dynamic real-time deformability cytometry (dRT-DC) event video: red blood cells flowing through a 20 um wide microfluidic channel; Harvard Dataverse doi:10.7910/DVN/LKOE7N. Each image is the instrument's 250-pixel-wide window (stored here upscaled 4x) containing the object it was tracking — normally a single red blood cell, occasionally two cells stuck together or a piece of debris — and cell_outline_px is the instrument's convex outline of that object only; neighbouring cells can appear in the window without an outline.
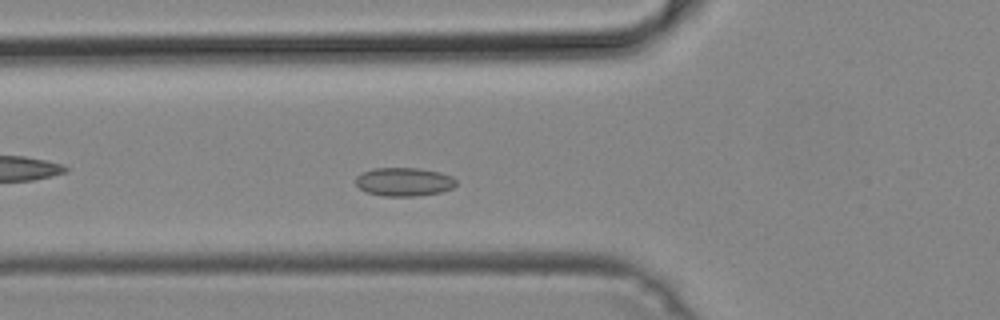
{"species": "common noctule bat (a hibernating species)", "species_latin": "Nyctalus noctula", "temperature_condition": "cold", "stored_images_in_passage": 43, "camera_frame_rate_fps": 3000, "um_per_image_px": 0.085, "animal": {"sex": "male", "body_mass_g": 19.2, "forearm_length_mm": 51.8}, "frame": {"image": 1, "passage_image": 10, "time_ms": 3.0, "image_size_px": [1000, 320], "cell_outline_px": [[456, 184], [452, 188], [440, 192], [420, 196], [384, 196], [364, 192], [356, 184], [356, 176], [360, 172], [372, 168], [420, 168], [440, 172], [452, 176], [456, 180]], "centroid_in_image_um": [34.32, 15.45], "position_along_channel_um": 91.5, "area_um2": 16.94}}
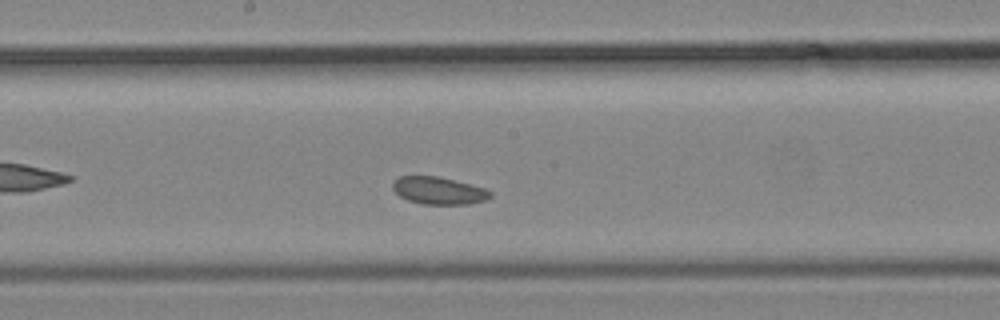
{"frame": {"image": 2, "passage_image": 19, "time_ms": 6.0, "image_size_px": [1000, 320], "cell_outline_px": [[492, 196], [484, 200], [468, 204], [424, 204], [408, 200], [400, 196], [392, 188], [392, 184], [400, 176], [440, 176], [484, 188], [492, 192]], "centroid_in_image_um": [37.29, 16.2], "position_along_channel_um": 210.9, "area_um2": 15.43}}
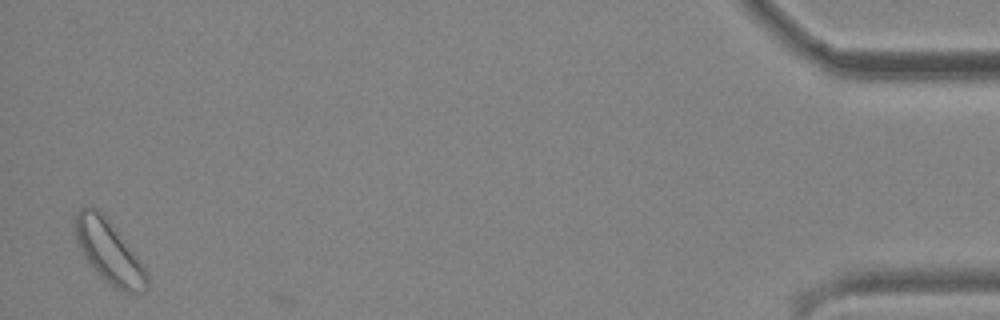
{"frame": {"image": 3, "passage_image": 42, "time_ms": 13.667, "image_size_px": [1000, 320], "cell_outline_px": [[148, 288], [144, 292], [124, 292], [116, 288], [96, 272], [84, 256], [76, 240], [72, 224], [76, 212], [80, 208], [92, 204], [104, 216], [148, 272]], "centroid_in_image_um": [9.21, 21.38], "position_along_channel_um": 426.0, "area_um2": 25.72}}